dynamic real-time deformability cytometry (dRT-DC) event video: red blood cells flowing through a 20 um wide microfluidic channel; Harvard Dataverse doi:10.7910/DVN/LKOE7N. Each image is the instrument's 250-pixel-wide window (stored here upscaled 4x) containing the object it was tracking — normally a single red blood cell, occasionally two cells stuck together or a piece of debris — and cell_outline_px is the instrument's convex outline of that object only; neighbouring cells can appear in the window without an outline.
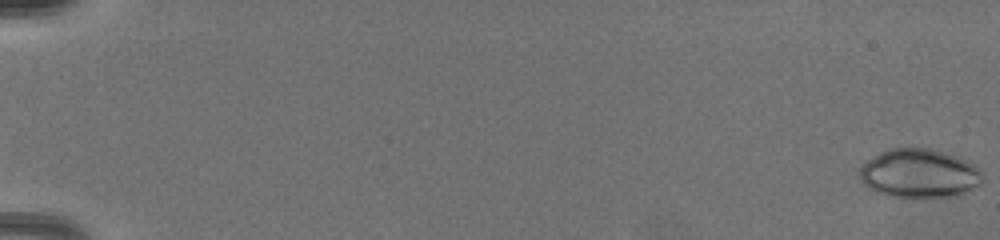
{"species": "common noctule bat (a hibernating species)", "species_latin": "Nyctalus noctula", "temperature_condition": "warm", "stored_images_in_passage": 15, "camera_frame_rate_fps": 3000, "um_per_image_px": 0.085, "animal": {"sex": "female", "body_mass_g": 19.5, "forearm_length_mm": 54.1}, "frame": {"image": 1, "passage_image": 1, "time_ms": 0.0, "image_size_px": [1000, 240], "cell_outline_px": [[984, 180], [980, 184], [960, 192], [940, 196], [892, 196], [876, 192], [868, 188], [860, 180], [860, 168], [868, 160], [880, 152], [888, 148], [928, 148], [944, 152], [956, 156], [972, 164], [984, 176]], "centroid_in_image_um": [78.08, 14.71], "position_along_channel_um": 6.9, "area_um2": 34.1}}